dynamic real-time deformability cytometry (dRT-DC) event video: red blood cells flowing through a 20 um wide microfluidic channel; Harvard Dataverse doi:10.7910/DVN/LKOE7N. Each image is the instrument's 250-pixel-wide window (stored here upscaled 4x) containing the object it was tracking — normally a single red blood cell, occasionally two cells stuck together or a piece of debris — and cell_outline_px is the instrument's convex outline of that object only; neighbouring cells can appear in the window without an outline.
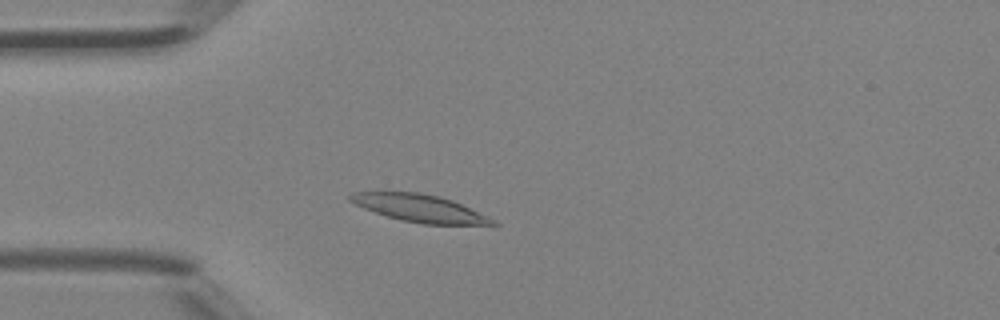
{"species": "Egyptian fruit bat (a non-hibernating species)", "species_latin": "Rousettus aegyptiacus", "temperature_condition": "room temperature", "stored_images_in_passage": 34, "camera_frame_rate_fps": 3000, "um_per_image_px": 0.085, "animal": {"sex": "female"}, "frame": {"image": 1, "passage_image": 1, "time_ms": 0.0, "image_size_px": [1000, 320], "cell_outline_px": [[500, 224], [496, 228], [424, 224], [400, 220], [364, 208], [348, 200], [348, 196], [352, 192], [380, 188], [384, 188], [420, 192], [440, 196], [452, 200], [496, 220]], "centroid_in_image_um": [35.74, 17.69], "position_along_channel_um": 49.3, "area_um2": 24.57}}
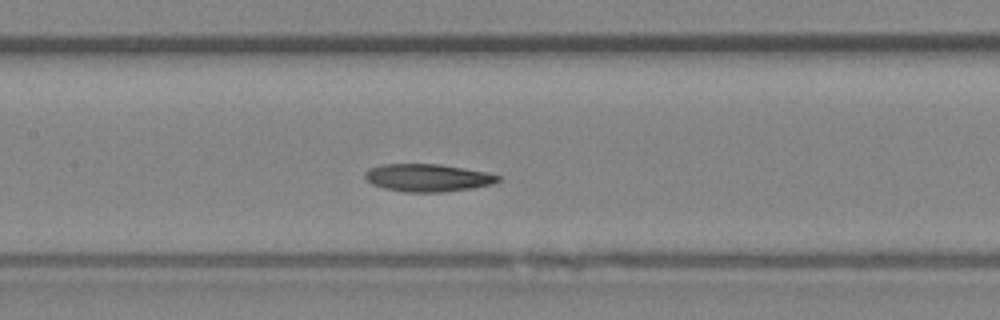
{"frame": {"image": 2, "passage_image": 10, "time_ms": 3.0, "image_size_px": [1000, 320], "cell_outline_px": [[500, 180], [492, 184], [472, 188], [444, 192], [404, 192], [384, 188], [372, 184], [364, 176], [364, 172], [368, 168], [380, 164], [440, 164], [488, 172], [500, 176]], "centroid_in_image_um": [36.34, 15.1], "position_along_channel_um": 171.1, "area_um2": 21.56}}
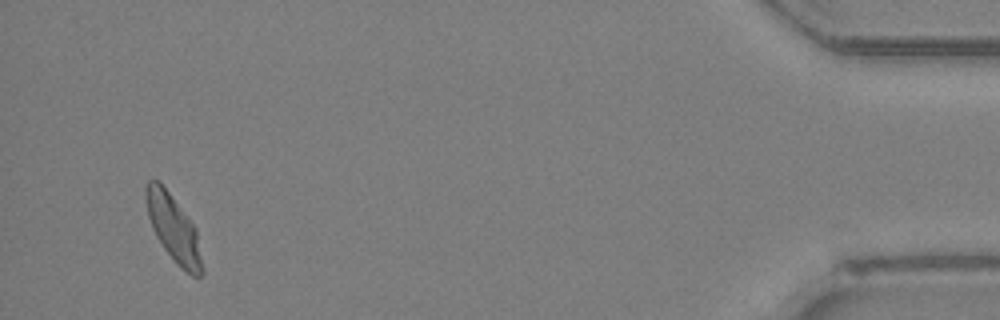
{"frame": {"image": 3, "passage_image": 32, "time_ms": 10.333, "image_size_px": [1000, 320], "cell_outline_px": [[204, 272], [200, 276], [192, 276], [180, 268], [176, 264], [164, 248], [156, 236], [152, 228], [148, 216], [144, 196], [144, 188], [148, 180], [160, 180], [196, 228], [204, 268]], "centroid_in_image_um": [14.74, 19.41], "position_along_channel_um": 420.5, "area_um2": 22.08}, "authors_computed_cell_mechanics": {"area_um2": 21.4149, "velocity_mm_per_s": 4.4964, "shape_relaxation_time_tau1_ms": 3.6367, "shape_relaxation_time_tau2_ms": 1.7221, "deformation_change_tau1": 0.1432, "deformation_change_tau2": 0.0656}}